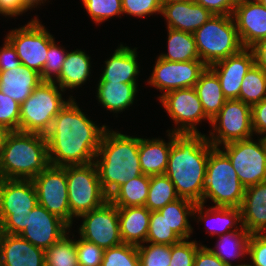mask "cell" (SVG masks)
<instances>
[{
	"mask_svg": "<svg viewBox=\"0 0 266 266\" xmlns=\"http://www.w3.org/2000/svg\"><path fill=\"white\" fill-rule=\"evenodd\" d=\"M72 98L55 116L47 140L51 166L64 167L93 163L108 126H97Z\"/></svg>",
	"mask_w": 266,
	"mask_h": 266,
	"instance_id": "obj_1",
	"label": "cell"
},
{
	"mask_svg": "<svg viewBox=\"0 0 266 266\" xmlns=\"http://www.w3.org/2000/svg\"><path fill=\"white\" fill-rule=\"evenodd\" d=\"M213 147L205 134L173 133L165 175L180 198L202 204L206 166Z\"/></svg>",
	"mask_w": 266,
	"mask_h": 266,
	"instance_id": "obj_2",
	"label": "cell"
},
{
	"mask_svg": "<svg viewBox=\"0 0 266 266\" xmlns=\"http://www.w3.org/2000/svg\"><path fill=\"white\" fill-rule=\"evenodd\" d=\"M139 138L107 128L102 136L94 163L102 189L109 197L118 187L142 175Z\"/></svg>",
	"mask_w": 266,
	"mask_h": 266,
	"instance_id": "obj_3",
	"label": "cell"
},
{
	"mask_svg": "<svg viewBox=\"0 0 266 266\" xmlns=\"http://www.w3.org/2000/svg\"><path fill=\"white\" fill-rule=\"evenodd\" d=\"M45 135L5 132L0 148V179H33L48 166Z\"/></svg>",
	"mask_w": 266,
	"mask_h": 266,
	"instance_id": "obj_4",
	"label": "cell"
},
{
	"mask_svg": "<svg viewBox=\"0 0 266 266\" xmlns=\"http://www.w3.org/2000/svg\"><path fill=\"white\" fill-rule=\"evenodd\" d=\"M245 187L228 156L219 147H213L208 156L202 204L212 200L214 207H241Z\"/></svg>",
	"mask_w": 266,
	"mask_h": 266,
	"instance_id": "obj_5",
	"label": "cell"
},
{
	"mask_svg": "<svg viewBox=\"0 0 266 266\" xmlns=\"http://www.w3.org/2000/svg\"><path fill=\"white\" fill-rule=\"evenodd\" d=\"M193 35L200 60L206 66L244 48L232 15H213Z\"/></svg>",
	"mask_w": 266,
	"mask_h": 266,
	"instance_id": "obj_6",
	"label": "cell"
},
{
	"mask_svg": "<svg viewBox=\"0 0 266 266\" xmlns=\"http://www.w3.org/2000/svg\"><path fill=\"white\" fill-rule=\"evenodd\" d=\"M38 205L31 179H0V232L20 235L31 210Z\"/></svg>",
	"mask_w": 266,
	"mask_h": 266,
	"instance_id": "obj_7",
	"label": "cell"
},
{
	"mask_svg": "<svg viewBox=\"0 0 266 266\" xmlns=\"http://www.w3.org/2000/svg\"><path fill=\"white\" fill-rule=\"evenodd\" d=\"M61 92L54 81H42L20 106V131L46 135L55 116L73 98L65 101Z\"/></svg>",
	"mask_w": 266,
	"mask_h": 266,
	"instance_id": "obj_8",
	"label": "cell"
},
{
	"mask_svg": "<svg viewBox=\"0 0 266 266\" xmlns=\"http://www.w3.org/2000/svg\"><path fill=\"white\" fill-rule=\"evenodd\" d=\"M68 186V202L73 217L102 206L109 197L102 189L96 164L64 166Z\"/></svg>",
	"mask_w": 266,
	"mask_h": 266,
	"instance_id": "obj_9",
	"label": "cell"
},
{
	"mask_svg": "<svg viewBox=\"0 0 266 266\" xmlns=\"http://www.w3.org/2000/svg\"><path fill=\"white\" fill-rule=\"evenodd\" d=\"M210 126L213 132H210L207 140L214 147L252 138L254 132L251 106L239 99H227L218 114L211 120Z\"/></svg>",
	"mask_w": 266,
	"mask_h": 266,
	"instance_id": "obj_10",
	"label": "cell"
},
{
	"mask_svg": "<svg viewBox=\"0 0 266 266\" xmlns=\"http://www.w3.org/2000/svg\"><path fill=\"white\" fill-rule=\"evenodd\" d=\"M15 47L21 64L35 70L41 75L46 63L49 45L55 38L34 17L25 26L11 30L6 37Z\"/></svg>",
	"mask_w": 266,
	"mask_h": 266,
	"instance_id": "obj_11",
	"label": "cell"
},
{
	"mask_svg": "<svg viewBox=\"0 0 266 266\" xmlns=\"http://www.w3.org/2000/svg\"><path fill=\"white\" fill-rule=\"evenodd\" d=\"M222 149L245 188L266 181V148L261 138L233 141Z\"/></svg>",
	"mask_w": 266,
	"mask_h": 266,
	"instance_id": "obj_12",
	"label": "cell"
},
{
	"mask_svg": "<svg viewBox=\"0 0 266 266\" xmlns=\"http://www.w3.org/2000/svg\"><path fill=\"white\" fill-rule=\"evenodd\" d=\"M32 181L36 188L38 204L71 227L74 217L69 208L66 170L49 165Z\"/></svg>",
	"mask_w": 266,
	"mask_h": 266,
	"instance_id": "obj_13",
	"label": "cell"
},
{
	"mask_svg": "<svg viewBox=\"0 0 266 266\" xmlns=\"http://www.w3.org/2000/svg\"><path fill=\"white\" fill-rule=\"evenodd\" d=\"M159 102L176 126L178 125L175 127L176 129L169 130V132L178 134L201 133L197 130L196 125L202 120H208L211 123V120L205 115L194 87L170 91L163 95Z\"/></svg>",
	"mask_w": 266,
	"mask_h": 266,
	"instance_id": "obj_14",
	"label": "cell"
},
{
	"mask_svg": "<svg viewBox=\"0 0 266 266\" xmlns=\"http://www.w3.org/2000/svg\"><path fill=\"white\" fill-rule=\"evenodd\" d=\"M81 217L83 222L78 230L81 238L93 242L104 250L123 243L119 228L118 207L110 200L78 218Z\"/></svg>",
	"mask_w": 266,
	"mask_h": 266,
	"instance_id": "obj_15",
	"label": "cell"
},
{
	"mask_svg": "<svg viewBox=\"0 0 266 266\" xmlns=\"http://www.w3.org/2000/svg\"><path fill=\"white\" fill-rule=\"evenodd\" d=\"M206 67L201 60L168 61L158 57L148 84L164 92L160 99L170 91L194 87Z\"/></svg>",
	"mask_w": 266,
	"mask_h": 266,
	"instance_id": "obj_16",
	"label": "cell"
},
{
	"mask_svg": "<svg viewBox=\"0 0 266 266\" xmlns=\"http://www.w3.org/2000/svg\"><path fill=\"white\" fill-rule=\"evenodd\" d=\"M70 228L65 221L38 204L28 214L26 228L20 236L34 246L47 250L65 236Z\"/></svg>",
	"mask_w": 266,
	"mask_h": 266,
	"instance_id": "obj_17",
	"label": "cell"
},
{
	"mask_svg": "<svg viewBox=\"0 0 266 266\" xmlns=\"http://www.w3.org/2000/svg\"><path fill=\"white\" fill-rule=\"evenodd\" d=\"M254 64L252 50L243 48L237 54L208 67L217 75L224 96L227 99H238L243 78Z\"/></svg>",
	"mask_w": 266,
	"mask_h": 266,
	"instance_id": "obj_18",
	"label": "cell"
},
{
	"mask_svg": "<svg viewBox=\"0 0 266 266\" xmlns=\"http://www.w3.org/2000/svg\"><path fill=\"white\" fill-rule=\"evenodd\" d=\"M232 17L244 48L266 38V8L258 0H238Z\"/></svg>",
	"mask_w": 266,
	"mask_h": 266,
	"instance_id": "obj_19",
	"label": "cell"
},
{
	"mask_svg": "<svg viewBox=\"0 0 266 266\" xmlns=\"http://www.w3.org/2000/svg\"><path fill=\"white\" fill-rule=\"evenodd\" d=\"M161 14L166 18L167 28L192 34L213 16L195 1L162 2Z\"/></svg>",
	"mask_w": 266,
	"mask_h": 266,
	"instance_id": "obj_20",
	"label": "cell"
},
{
	"mask_svg": "<svg viewBox=\"0 0 266 266\" xmlns=\"http://www.w3.org/2000/svg\"><path fill=\"white\" fill-rule=\"evenodd\" d=\"M1 266H45V250L20 235L1 233Z\"/></svg>",
	"mask_w": 266,
	"mask_h": 266,
	"instance_id": "obj_21",
	"label": "cell"
},
{
	"mask_svg": "<svg viewBox=\"0 0 266 266\" xmlns=\"http://www.w3.org/2000/svg\"><path fill=\"white\" fill-rule=\"evenodd\" d=\"M242 227L249 234L266 233V181L245 188Z\"/></svg>",
	"mask_w": 266,
	"mask_h": 266,
	"instance_id": "obj_22",
	"label": "cell"
},
{
	"mask_svg": "<svg viewBox=\"0 0 266 266\" xmlns=\"http://www.w3.org/2000/svg\"><path fill=\"white\" fill-rule=\"evenodd\" d=\"M42 81L38 72L23 64L0 71V91L19 104H22Z\"/></svg>",
	"mask_w": 266,
	"mask_h": 266,
	"instance_id": "obj_23",
	"label": "cell"
},
{
	"mask_svg": "<svg viewBox=\"0 0 266 266\" xmlns=\"http://www.w3.org/2000/svg\"><path fill=\"white\" fill-rule=\"evenodd\" d=\"M137 48L120 45L112 56L105 61V68L98 82L137 83L139 63Z\"/></svg>",
	"mask_w": 266,
	"mask_h": 266,
	"instance_id": "obj_24",
	"label": "cell"
},
{
	"mask_svg": "<svg viewBox=\"0 0 266 266\" xmlns=\"http://www.w3.org/2000/svg\"><path fill=\"white\" fill-rule=\"evenodd\" d=\"M168 132L169 142L160 138L146 139L139 137V161L145 175H163L168 165L169 153L173 142V132Z\"/></svg>",
	"mask_w": 266,
	"mask_h": 266,
	"instance_id": "obj_25",
	"label": "cell"
},
{
	"mask_svg": "<svg viewBox=\"0 0 266 266\" xmlns=\"http://www.w3.org/2000/svg\"><path fill=\"white\" fill-rule=\"evenodd\" d=\"M150 214L145 206L118 207L119 228L123 243L140 245L146 243Z\"/></svg>",
	"mask_w": 266,
	"mask_h": 266,
	"instance_id": "obj_26",
	"label": "cell"
},
{
	"mask_svg": "<svg viewBox=\"0 0 266 266\" xmlns=\"http://www.w3.org/2000/svg\"><path fill=\"white\" fill-rule=\"evenodd\" d=\"M90 58L85 51L79 49L67 52L61 73L54 82L64 91L81 87L91 74Z\"/></svg>",
	"mask_w": 266,
	"mask_h": 266,
	"instance_id": "obj_27",
	"label": "cell"
},
{
	"mask_svg": "<svg viewBox=\"0 0 266 266\" xmlns=\"http://www.w3.org/2000/svg\"><path fill=\"white\" fill-rule=\"evenodd\" d=\"M97 99L110 112L119 113L134 103L137 83L98 82Z\"/></svg>",
	"mask_w": 266,
	"mask_h": 266,
	"instance_id": "obj_28",
	"label": "cell"
},
{
	"mask_svg": "<svg viewBox=\"0 0 266 266\" xmlns=\"http://www.w3.org/2000/svg\"><path fill=\"white\" fill-rule=\"evenodd\" d=\"M204 204H196L194 208V218L196 214L198 215L199 221H208L207 219L213 220L214 224L216 223L218 226L213 227L210 224L207 226L208 232L210 235H223L227 234L230 232H235L238 231V229H242V217H241V209L239 207H209L208 209H205V213L203 211L204 209ZM212 216V217H211ZM208 223V222H206ZM241 226L240 228L238 227L239 225ZM233 226L235 227L233 229ZM231 228L233 229L231 231ZM210 230V231H209Z\"/></svg>",
	"mask_w": 266,
	"mask_h": 266,
	"instance_id": "obj_29",
	"label": "cell"
},
{
	"mask_svg": "<svg viewBox=\"0 0 266 266\" xmlns=\"http://www.w3.org/2000/svg\"><path fill=\"white\" fill-rule=\"evenodd\" d=\"M194 89L201 101L205 115L212 120L227 101L217 75L207 66L200 74Z\"/></svg>",
	"mask_w": 266,
	"mask_h": 266,
	"instance_id": "obj_30",
	"label": "cell"
},
{
	"mask_svg": "<svg viewBox=\"0 0 266 266\" xmlns=\"http://www.w3.org/2000/svg\"><path fill=\"white\" fill-rule=\"evenodd\" d=\"M196 203L179 198L173 202L168 203L165 207L158 210L169 227L181 238L189 239L193 228L188 220L189 217H194V208Z\"/></svg>",
	"mask_w": 266,
	"mask_h": 266,
	"instance_id": "obj_31",
	"label": "cell"
},
{
	"mask_svg": "<svg viewBox=\"0 0 266 266\" xmlns=\"http://www.w3.org/2000/svg\"><path fill=\"white\" fill-rule=\"evenodd\" d=\"M150 176L142 174L118 187L109 200L117 207L145 206L149 193Z\"/></svg>",
	"mask_w": 266,
	"mask_h": 266,
	"instance_id": "obj_32",
	"label": "cell"
},
{
	"mask_svg": "<svg viewBox=\"0 0 266 266\" xmlns=\"http://www.w3.org/2000/svg\"><path fill=\"white\" fill-rule=\"evenodd\" d=\"M249 237L250 234L242 227L238 231L220 235L218 244L214 247L215 249H209L227 266H244L246 264L232 265L230 259L247 255Z\"/></svg>",
	"mask_w": 266,
	"mask_h": 266,
	"instance_id": "obj_33",
	"label": "cell"
},
{
	"mask_svg": "<svg viewBox=\"0 0 266 266\" xmlns=\"http://www.w3.org/2000/svg\"><path fill=\"white\" fill-rule=\"evenodd\" d=\"M168 29V53L160 54L159 58L168 61L200 60L195 37L192 33L172 28Z\"/></svg>",
	"mask_w": 266,
	"mask_h": 266,
	"instance_id": "obj_34",
	"label": "cell"
},
{
	"mask_svg": "<svg viewBox=\"0 0 266 266\" xmlns=\"http://www.w3.org/2000/svg\"><path fill=\"white\" fill-rule=\"evenodd\" d=\"M179 198L174 184L165 174L150 176L149 193L145 204L149 211H158Z\"/></svg>",
	"mask_w": 266,
	"mask_h": 266,
	"instance_id": "obj_35",
	"label": "cell"
},
{
	"mask_svg": "<svg viewBox=\"0 0 266 266\" xmlns=\"http://www.w3.org/2000/svg\"><path fill=\"white\" fill-rule=\"evenodd\" d=\"M266 98V71L255 64L243 78L239 100L250 106Z\"/></svg>",
	"mask_w": 266,
	"mask_h": 266,
	"instance_id": "obj_36",
	"label": "cell"
},
{
	"mask_svg": "<svg viewBox=\"0 0 266 266\" xmlns=\"http://www.w3.org/2000/svg\"><path fill=\"white\" fill-rule=\"evenodd\" d=\"M69 233L45 250V266H78L76 242Z\"/></svg>",
	"mask_w": 266,
	"mask_h": 266,
	"instance_id": "obj_37",
	"label": "cell"
},
{
	"mask_svg": "<svg viewBox=\"0 0 266 266\" xmlns=\"http://www.w3.org/2000/svg\"><path fill=\"white\" fill-rule=\"evenodd\" d=\"M181 240L159 211H151L146 243L173 245Z\"/></svg>",
	"mask_w": 266,
	"mask_h": 266,
	"instance_id": "obj_38",
	"label": "cell"
},
{
	"mask_svg": "<svg viewBox=\"0 0 266 266\" xmlns=\"http://www.w3.org/2000/svg\"><path fill=\"white\" fill-rule=\"evenodd\" d=\"M101 266H140L137 246L122 243L106 249Z\"/></svg>",
	"mask_w": 266,
	"mask_h": 266,
	"instance_id": "obj_39",
	"label": "cell"
},
{
	"mask_svg": "<svg viewBox=\"0 0 266 266\" xmlns=\"http://www.w3.org/2000/svg\"><path fill=\"white\" fill-rule=\"evenodd\" d=\"M137 246L140 266H169L171 245L149 243Z\"/></svg>",
	"mask_w": 266,
	"mask_h": 266,
	"instance_id": "obj_40",
	"label": "cell"
},
{
	"mask_svg": "<svg viewBox=\"0 0 266 266\" xmlns=\"http://www.w3.org/2000/svg\"><path fill=\"white\" fill-rule=\"evenodd\" d=\"M83 5L95 23L123 14L121 0H82Z\"/></svg>",
	"mask_w": 266,
	"mask_h": 266,
	"instance_id": "obj_41",
	"label": "cell"
},
{
	"mask_svg": "<svg viewBox=\"0 0 266 266\" xmlns=\"http://www.w3.org/2000/svg\"><path fill=\"white\" fill-rule=\"evenodd\" d=\"M20 106L0 91V129L4 132L20 131Z\"/></svg>",
	"mask_w": 266,
	"mask_h": 266,
	"instance_id": "obj_42",
	"label": "cell"
},
{
	"mask_svg": "<svg viewBox=\"0 0 266 266\" xmlns=\"http://www.w3.org/2000/svg\"><path fill=\"white\" fill-rule=\"evenodd\" d=\"M55 40L49 45L46 63L42 70L43 81H54L61 73L63 63L68 51L55 44Z\"/></svg>",
	"mask_w": 266,
	"mask_h": 266,
	"instance_id": "obj_43",
	"label": "cell"
},
{
	"mask_svg": "<svg viewBox=\"0 0 266 266\" xmlns=\"http://www.w3.org/2000/svg\"><path fill=\"white\" fill-rule=\"evenodd\" d=\"M199 245V246H198ZM201 244L197 241L182 239L171 245V260L169 266H193L197 249Z\"/></svg>",
	"mask_w": 266,
	"mask_h": 266,
	"instance_id": "obj_44",
	"label": "cell"
},
{
	"mask_svg": "<svg viewBox=\"0 0 266 266\" xmlns=\"http://www.w3.org/2000/svg\"><path fill=\"white\" fill-rule=\"evenodd\" d=\"M75 242L78 266H101L104 249L81 237Z\"/></svg>",
	"mask_w": 266,
	"mask_h": 266,
	"instance_id": "obj_45",
	"label": "cell"
},
{
	"mask_svg": "<svg viewBox=\"0 0 266 266\" xmlns=\"http://www.w3.org/2000/svg\"><path fill=\"white\" fill-rule=\"evenodd\" d=\"M123 14L146 17L155 13L161 14V0H121Z\"/></svg>",
	"mask_w": 266,
	"mask_h": 266,
	"instance_id": "obj_46",
	"label": "cell"
},
{
	"mask_svg": "<svg viewBox=\"0 0 266 266\" xmlns=\"http://www.w3.org/2000/svg\"><path fill=\"white\" fill-rule=\"evenodd\" d=\"M247 255L252 264L249 266H266V233L250 234Z\"/></svg>",
	"mask_w": 266,
	"mask_h": 266,
	"instance_id": "obj_47",
	"label": "cell"
},
{
	"mask_svg": "<svg viewBox=\"0 0 266 266\" xmlns=\"http://www.w3.org/2000/svg\"><path fill=\"white\" fill-rule=\"evenodd\" d=\"M213 15H232L238 0H194Z\"/></svg>",
	"mask_w": 266,
	"mask_h": 266,
	"instance_id": "obj_48",
	"label": "cell"
},
{
	"mask_svg": "<svg viewBox=\"0 0 266 266\" xmlns=\"http://www.w3.org/2000/svg\"><path fill=\"white\" fill-rule=\"evenodd\" d=\"M252 128L254 134L266 133V98L251 106Z\"/></svg>",
	"mask_w": 266,
	"mask_h": 266,
	"instance_id": "obj_49",
	"label": "cell"
},
{
	"mask_svg": "<svg viewBox=\"0 0 266 266\" xmlns=\"http://www.w3.org/2000/svg\"><path fill=\"white\" fill-rule=\"evenodd\" d=\"M21 65L15 47L6 38L4 46L0 48V71L8 70Z\"/></svg>",
	"mask_w": 266,
	"mask_h": 266,
	"instance_id": "obj_50",
	"label": "cell"
},
{
	"mask_svg": "<svg viewBox=\"0 0 266 266\" xmlns=\"http://www.w3.org/2000/svg\"><path fill=\"white\" fill-rule=\"evenodd\" d=\"M193 266H227L207 246L200 245L194 259Z\"/></svg>",
	"mask_w": 266,
	"mask_h": 266,
	"instance_id": "obj_51",
	"label": "cell"
},
{
	"mask_svg": "<svg viewBox=\"0 0 266 266\" xmlns=\"http://www.w3.org/2000/svg\"><path fill=\"white\" fill-rule=\"evenodd\" d=\"M31 9L24 0H0V14L15 17Z\"/></svg>",
	"mask_w": 266,
	"mask_h": 266,
	"instance_id": "obj_52",
	"label": "cell"
},
{
	"mask_svg": "<svg viewBox=\"0 0 266 266\" xmlns=\"http://www.w3.org/2000/svg\"><path fill=\"white\" fill-rule=\"evenodd\" d=\"M250 49L254 55L255 65L266 71V38L256 42Z\"/></svg>",
	"mask_w": 266,
	"mask_h": 266,
	"instance_id": "obj_53",
	"label": "cell"
},
{
	"mask_svg": "<svg viewBox=\"0 0 266 266\" xmlns=\"http://www.w3.org/2000/svg\"><path fill=\"white\" fill-rule=\"evenodd\" d=\"M25 3L32 9L37 7L39 4L43 3L46 0H24Z\"/></svg>",
	"mask_w": 266,
	"mask_h": 266,
	"instance_id": "obj_54",
	"label": "cell"
},
{
	"mask_svg": "<svg viewBox=\"0 0 266 266\" xmlns=\"http://www.w3.org/2000/svg\"><path fill=\"white\" fill-rule=\"evenodd\" d=\"M162 2H175V1H194V0H161Z\"/></svg>",
	"mask_w": 266,
	"mask_h": 266,
	"instance_id": "obj_55",
	"label": "cell"
},
{
	"mask_svg": "<svg viewBox=\"0 0 266 266\" xmlns=\"http://www.w3.org/2000/svg\"><path fill=\"white\" fill-rule=\"evenodd\" d=\"M4 133L5 132L2 129H0V148H1V141H2Z\"/></svg>",
	"mask_w": 266,
	"mask_h": 266,
	"instance_id": "obj_56",
	"label": "cell"
},
{
	"mask_svg": "<svg viewBox=\"0 0 266 266\" xmlns=\"http://www.w3.org/2000/svg\"><path fill=\"white\" fill-rule=\"evenodd\" d=\"M261 139L263 140V143H264L265 148H266V133L263 134V136H261Z\"/></svg>",
	"mask_w": 266,
	"mask_h": 266,
	"instance_id": "obj_57",
	"label": "cell"
},
{
	"mask_svg": "<svg viewBox=\"0 0 266 266\" xmlns=\"http://www.w3.org/2000/svg\"><path fill=\"white\" fill-rule=\"evenodd\" d=\"M258 2L266 8V0H258Z\"/></svg>",
	"mask_w": 266,
	"mask_h": 266,
	"instance_id": "obj_58",
	"label": "cell"
},
{
	"mask_svg": "<svg viewBox=\"0 0 266 266\" xmlns=\"http://www.w3.org/2000/svg\"><path fill=\"white\" fill-rule=\"evenodd\" d=\"M0 262H1V232H0Z\"/></svg>",
	"mask_w": 266,
	"mask_h": 266,
	"instance_id": "obj_59",
	"label": "cell"
}]
</instances>
